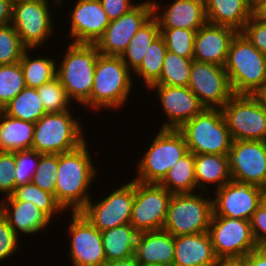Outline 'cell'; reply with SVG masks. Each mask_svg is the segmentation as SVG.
I'll return each instance as SVG.
<instances>
[{"label": "cell", "instance_id": "obj_21", "mask_svg": "<svg viewBox=\"0 0 266 266\" xmlns=\"http://www.w3.org/2000/svg\"><path fill=\"white\" fill-rule=\"evenodd\" d=\"M168 1L163 8V2L160 4L157 0H151L153 16L158 21L159 28L198 30L207 22L205 0Z\"/></svg>", "mask_w": 266, "mask_h": 266}, {"label": "cell", "instance_id": "obj_12", "mask_svg": "<svg viewBox=\"0 0 266 266\" xmlns=\"http://www.w3.org/2000/svg\"><path fill=\"white\" fill-rule=\"evenodd\" d=\"M208 233L218 259H243L257 249L250 220L212 216Z\"/></svg>", "mask_w": 266, "mask_h": 266}, {"label": "cell", "instance_id": "obj_3", "mask_svg": "<svg viewBox=\"0 0 266 266\" xmlns=\"http://www.w3.org/2000/svg\"><path fill=\"white\" fill-rule=\"evenodd\" d=\"M134 80L120 56L99 54L91 92V111L99 114V110H123L133 89H136Z\"/></svg>", "mask_w": 266, "mask_h": 266}, {"label": "cell", "instance_id": "obj_57", "mask_svg": "<svg viewBox=\"0 0 266 266\" xmlns=\"http://www.w3.org/2000/svg\"><path fill=\"white\" fill-rule=\"evenodd\" d=\"M138 266H157V265H147V264L138 263Z\"/></svg>", "mask_w": 266, "mask_h": 266}, {"label": "cell", "instance_id": "obj_27", "mask_svg": "<svg viewBox=\"0 0 266 266\" xmlns=\"http://www.w3.org/2000/svg\"><path fill=\"white\" fill-rule=\"evenodd\" d=\"M207 22L241 32L251 18L248 0H205Z\"/></svg>", "mask_w": 266, "mask_h": 266}, {"label": "cell", "instance_id": "obj_45", "mask_svg": "<svg viewBox=\"0 0 266 266\" xmlns=\"http://www.w3.org/2000/svg\"><path fill=\"white\" fill-rule=\"evenodd\" d=\"M241 32L259 52L266 55V23L256 21L251 16Z\"/></svg>", "mask_w": 266, "mask_h": 266}, {"label": "cell", "instance_id": "obj_11", "mask_svg": "<svg viewBox=\"0 0 266 266\" xmlns=\"http://www.w3.org/2000/svg\"><path fill=\"white\" fill-rule=\"evenodd\" d=\"M109 189L110 193H106L97 201L92 195L80 211L87 220L100 231L112 229L114 227L130 223L132 206L134 202V180H128L121 185ZM108 194V195H107Z\"/></svg>", "mask_w": 266, "mask_h": 266}, {"label": "cell", "instance_id": "obj_23", "mask_svg": "<svg viewBox=\"0 0 266 266\" xmlns=\"http://www.w3.org/2000/svg\"><path fill=\"white\" fill-rule=\"evenodd\" d=\"M0 213L21 238L38 236L49 229L52 221L32 202L22 200H1ZM38 234V235H37Z\"/></svg>", "mask_w": 266, "mask_h": 266}, {"label": "cell", "instance_id": "obj_14", "mask_svg": "<svg viewBox=\"0 0 266 266\" xmlns=\"http://www.w3.org/2000/svg\"><path fill=\"white\" fill-rule=\"evenodd\" d=\"M68 217V227L63 228L68 231L66 238L71 239L67 256L70 266H101L107 261L101 231L81 212H71Z\"/></svg>", "mask_w": 266, "mask_h": 266}, {"label": "cell", "instance_id": "obj_52", "mask_svg": "<svg viewBox=\"0 0 266 266\" xmlns=\"http://www.w3.org/2000/svg\"><path fill=\"white\" fill-rule=\"evenodd\" d=\"M214 266H247L244 259H218Z\"/></svg>", "mask_w": 266, "mask_h": 266}, {"label": "cell", "instance_id": "obj_10", "mask_svg": "<svg viewBox=\"0 0 266 266\" xmlns=\"http://www.w3.org/2000/svg\"><path fill=\"white\" fill-rule=\"evenodd\" d=\"M221 111L233 141H266V110L255 95L234 94Z\"/></svg>", "mask_w": 266, "mask_h": 266}, {"label": "cell", "instance_id": "obj_22", "mask_svg": "<svg viewBox=\"0 0 266 266\" xmlns=\"http://www.w3.org/2000/svg\"><path fill=\"white\" fill-rule=\"evenodd\" d=\"M234 28L206 22L195 34L193 60L224 66Z\"/></svg>", "mask_w": 266, "mask_h": 266}, {"label": "cell", "instance_id": "obj_9", "mask_svg": "<svg viewBox=\"0 0 266 266\" xmlns=\"http://www.w3.org/2000/svg\"><path fill=\"white\" fill-rule=\"evenodd\" d=\"M178 130L194 155H229L233 139L221 109L204 108Z\"/></svg>", "mask_w": 266, "mask_h": 266}, {"label": "cell", "instance_id": "obj_42", "mask_svg": "<svg viewBox=\"0 0 266 266\" xmlns=\"http://www.w3.org/2000/svg\"><path fill=\"white\" fill-rule=\"evenodd\" d=\"M34 149L15 152V182L16 187L32 181L33 175L40 161V156Z\"/></svg>", "mask_w": 266, "mask_h": 266}, {"label": "cell", "instance_id": "obj_34", "mask_svg": "<svg viewBox=\"0 0 266 266\" xmlns=\"http://www.w3.org/2000/svg\"><path fill=\"white\" fill-rule=\"evenodd\" d=\"M166 52L165 41L159 35L151 42L140 66L132 73L133 79L138 77L137 81L143 82L145 91L160 78Z\"/></svg>", "mask_w": 266, "mask_h": 266}, {"label": "cell", "instance_id": "obj_44", "mask_svg": "<svg viewBox=\"0 0 266 266\" xmlns=\"http://www.w3.org/2000/svg\"><path fill=\"white\" fill-rule=\"evenodd\" d=\"M15 153L0 151V195L9 197L16 188Z\"/></svg>", "mask_w": 266, "mask_h": 266}, {"label": "cell", "instance_id": "obj_47", "mask_svg": "<svg viewBox=\"0 0 266 266\" xmlns=\"http://www.w3.org/2000/svg\"><path fill=\"white\" fill-rule=\"evenodd\" d=\"M250 225L257 246L266 243V209L262 205L252 214Z\"/></svg>", "mask_w": 266, "mask_h": 266}, {"label": "cell", "instance_id": "obj_33", "mask_svg": "<svg viewBox=\"0 0 266 266\" xmlns=\"http://www.w3.org/2000/svg\"><path fill=\"white\" fill-rule=\"evenodd\" d=\"M3 112L15 119L36 123L46 111L36 88L25 87L3 107Z\"/></svg>", "mask_w": 266, "mask_h": 266}, {"label": "cell", "instance_id": "obj_17", "mask_svg": "<svg viewBox=\"0 0 266 266\" xmlns=\"http://www.w3.org/2000/svg\"><path fill=\"white\" fill-rule=\"evenodd\" d=\"M64 3V0H59V10L66 6ZM71 4L73 6L68 10L70 14H66L70 19L67 21V39H71L70 43L96 44L110 23L100 0H75V3L71 1Z\"/></svg>", "mask_w": 266, "mask_h": 266}, {"label": "cell", "instance_id": "obj_38", "mask_svg": "<svg viewBox=\"0 0 266 266\" xmlns=\"http://www.w3.org/2000/svg\"><path fill=\"white\" fill-rule=\"evenodd\" d=\"M37 92L46 113H59L73 107V103L69 100L65 88L57 77L42 84L37 88Z\"/></svg>", "mask_w": 266, "mask_h": 266}, {"label": "cell", "instance_id": "obj_5", "mask_svg": "<svg viewBox=\"0 0 266 266\" xmlns=\"http://www.w3.org/2000/svg\"><path fill=\"white\" fill-rule=\"evenodd\" d=\"M73 112L74 106L67 111L43 115L35 123L32 149L41 154H61L83 144L88 139L84 135L87 130Z\"/></svg>", "mask_w": 266, "mask_h": 266}, {"label": "cell", "instance_id": "obj_58", "mask_svg": "<svg viewBox=\"0 0 266 266\" xmlns=\"http://www.w3.org/2000/svg\"><path fill=\"white\" fill-rule=\"evenodd\" d=\"M3 112V107L0 105V114Z\"/></svg>", "mask_w": 266, "mask_h": 266}, {"label": "cell", "instance_id": "obj_6", "mask_svg": "<svg viewBox=\"0 0 266 266\" xmlns=\"http://www.w3.org/2000/svg\"><path fill=\"white\" fill-rule=\"evenodd\" d=\"M150 145L136 162L133 180L142 183L159 184L172 166L187 152V144L178 129H157Z\"/></svg>", "mask_w": 266, "mask_h": 266}, {"label": "cell", "instance_id": "obj_53", "mask_svg": "<svg viewBox=\"0 0 266 266\" xmlns=\"http://www.w3.org/2000/svg\"><path fill=\"white\" fill-rule=\"evenodd\" d=\"M266 110V83L254 94Z\"/></svg>", "mask_w": 266, "mask_h": 266}, {"label": "cell", "instance_id": "obj_20", "mask_svg": "<svg viewBox=\"0 0 266 266\" xmlns=\"http://www.w3.org/2000/svg\"><path fill=\"white\" fill-rule=\"evenodd\" d=\"M262 187L229 181L213 194V216L250 220L260 206Z\"/></svg>", "mask_w": 266, "mask_h": 266}, {"label": "cell", "instance_id": "obj_56", "mask_svg": "<svg viewBox=\"0 0 266 266\" xmlns=\"http://www.w3.org/2000/svg\"><path fill=\"white\" fill-rule=\"evenodd\" d=\"M257 249L266 257V243L258 245Z\"/></svg>", "mask_w": 266, "mask_h": 266}, {"label": "cell", "instance_id": "obj_18", "mask_svg": "<svg viewBox=\"0 0 266 266\" xmlns=\"http://www.w3.org/2000/svg\"><path fill=\"white\" fill-rule=\"evenodd\" d=\"M229 164L233 181L266 187V141L234 140Z\"/></svg>", "mask_w": 266, "mask_h": 266}, {"label": "cell", "instance_id": "obj_35", "mask_svg": "<svg viewBox=\"0 0 266 266\" xmlns=\"http://www.w3.org/2000/svg\"><path fill=\"white\" fill-rule=\"evenodd\" d=\"M0 200H22L35 204L52 222L56 221L54 217H61L65 213L62 207L57 203L53 194L43 191L33 182L17 186L13 194ZM58 215V216H56Z\"/></svg>", "mask_w": 266, "mask_h": 266}, {"label": "cell", "instance_id": "obj_2", "mask_svg": "<svg viewBox=\"0 0 266 266\" xmlns=\"http://www.w3.org/2000/svg\"><path fill=\"white\" fill-rule=\"evenodd\" d=\"M65 47L63 56L57 57L56 77L75 107L80 104L79 107L90 112L95 66L100 52L95 44L68 42Z\"/></svg>", "mask_w": 266, "mask_h": 266}, {"label": "cell", "instance_id": "obj_54", "mask_svg": "<svg viewBox=\"0 0 266 266\" xmlns=\"http://www.w3.org/2000/svg\"><path fill=\"white\" fill-rule=\"evenodd\" d=\"M260 205H262L266 209V187H262L261 189Z\"/></svg>", "mask_w": 266, "mask_h": 266}, {"label": "cell", "instance_id": "obj_32", "mask_svg": "<svg viewBox=\"0 0 266 266\" xmlns=\"http://www.w3.org/2000/svg\"><path fill=\"white\" fill-rule=\"evenodd\" d=\"M159 35L158 21L152 16L133 36L126 50L120 56L132 73L140 66L151 42Z\"/></svg>", "mask_w": 266, "mask_h": 266}, {"label": "cell", "instance_id": "obj_40", "mask_svg": "<svg viewBox=\"0 0 266 266\" xmlns=\"http://www.w3.org/2000/svg\"><path fill=\"white\" fill-rule=\"evenodd\" d=\"M25 49L11 23L0 26V65L19 63Z\"/></svg>", "mask_w": 266, "mask_h": 266}, {"label": "cell", "instance_id": "obj_19", "mask_svg": "<svg viewBox=\"0 0 266 266\" xmlns=\"http://www.w3.org/2000/svg\"><path fill=\"white\" fill-rule=\"evenodd\" d=\"M147 91L156 93V100L166 118L159 126L161 129H179L204 109L198 97L188 87L153 84Z\"/></svg>", "mask_w": 266, "mask_h": 266}, {"label": "cell", "instance_id": "obj_15", "mask_svg": "<svg viewBox=\"0 0 266 266\" xmlns=\"http://www.w3.org/2000/svg\"><path fill=\"white\" fill-rule=\"evenodd\" d=\"M188 88L207 109H221L234 95L224 66L193 60Z\"/></svg>", "mask_w": 266, "mask_h": 266}, {"label": "cell", "instance_id": "obj_48", "mask_svg": "<svg viewBox=\"0 0 266 266\" xmlns=\"http://www.w3.org/2000/svg\"><path fill=\"white\" fill-rule=\"evenodd\" d=\"M13 2L11 0H0V26L12 22Z\"/></svg>", "mask_w": 266, "mask_h": 266}, {"label": "cell", "instance_id": "obj_50", "mask_svg": "<svg viewBox=\"0 0 266 266\" xmlns=\"http://www.w3.org/2000/svg\"><path fill=\"white\" fill-rule=\"evenodd\" d=\"M138 263L136 256L133 255L126 259L106 261L101 266H138Z\"/></svg>", "mask_w": 266, "mask_h": 266}, {"label": "cell", "instance_id": "obj_46", "mask_svg": "<svg viewBox=\"0 0 266 266\" xmlns=\"http://www.w3.org/2000/svg\"><path fill=\"white\" fill-rule=\"evenodd\" d=\"M104 11L110 21L121 17L131 10L138 2L137 0H100Z\"/></svg>", "mask_w": 266, "mask_h": 266}, {"label": "cell", "instance_id": "obj_36", "mask_svg": "<svg viewBox=\"0 0 266 266\" xmlns=\"http://www.w3.org/2000/svg\"><path fill=\"white\" fill-rule=\"evenodd\" d=\"M192 62L193 58H185L167 50L162 73L154 84L188 87Z\"/></svg>", "mask_w": 266, "mask_h": 266}, {"label": "cell", "instance_id": "obj_28", "mask_svg": "<svg viewBox=\"0 0 266 266\" xmlns=\"http://www.w3.org/2000/svg\"><path fill=\"white\" fill-rule=\"evenodd\" d=\"M35 123L0 114V151L18 152L31 149Z\"/></svg>", "mask_w": 266, "mask_h": 266}, {"label": "cell", "instance_id": "obj_13", "mask_svg": "<svg viewBox=\"0 0 266 266\" xmlns=\"http://www.w3.org/2000/svg\"><path fill=\"white\" fill-rule=\"evenodd\" d=\"M172 193L156 183L134 180V202L130 224L140 233L164 227Z\"/></svg>", "mask_w": 266, "mask_h": 266}, {"label": "cell", "instance_id": "obj_41", "mask_svg": "<svg viewBox=\"0 0 266 266\" xmlns=\"http://www.w3.org/2000/svg\"><path fill=\"white\" fill-rule=\"evenodd\" d=\"M58 171V154H42L32 181L43 191L55 197V181Z\"/></svg>", "mask_w": 266, "mask_h": 266}, {"label": "cell", "instance_id": "obj_8", "mask_svg": "<svg viewBox=\"0 0 266 266\" xmlns=\"http://www.w3.org/2000/svg\"><path fill=\"white\" fill-rule=\"evenodd\" d=\"M210 194L211 196H209ZM213 213L211 192L197 191L172 194L163 230L174 237L206 232Z\"/></svg>", "mask_w": 266, "mask_h": 266}, {"label": "cell", "instance_id": "obj_49", "mask_svg": "<svg viewBox=\"0 0 266 266\" xmlns=\"http://www.w3.org/2000/svg\"><path fill=\"white\" fill-rule=\"evenodd\" d=\"M243 259L247 266H266V257L258 249L251 251Z\"/></svg>", "mask_w": 266, "mask_h": 266}, {"label": "cell", "instance_id": "obj_55", "mask_svg": "<svg viewBox=\"0 0 266 266\" xmlns=\"http://www.w3.org/2000/svg\"><path fill=\"white\" fill-rule=\"evenodd\" d=\"M251 11L259 4L266 2V0H248Z\"/></svg>", "mask_w": 266, "mask_h": 266}, {"label": "cell", "instance_id": "obj_30", "mask_svg": "<svg viewBox=\"0 0 266 266\" xmlns=\"http://www.w3.org/2000/svg\"><path fill=\"white\" fill-rule=\"evenodd\" d=\"M35 48H26L22 54L20 65L23 71L26 87L38 88L56 77L57 59L55 56H36ZM35 54V55H34ZM53 57V58H52Z\"/></svg>", "mask_w": 266, "mask_h": 266}, {"label": "cell", "instance_id": "obj_4", "mask_svg": "<svg viewBox=\"0 0 266 266\" xmlns=\"http://www.w3.org/2000/svg\"><path fill=\"white\" fill-rule=\"evenodd\" d=\"M224 68L234 94L254 95L266 83V55L242 32L231 40Z\"/></svg>", "mask_w": 266, "mask_h": 266}, {"label": "cell", "instance_id": "obj_1", "mask_svg": "<svg viewBox=\"0 0 266 266\" xmlns=\"http://www.w3.org/2000/svg\"><path fill=\"white\" fill-rule=\"evenodd\" d=\"M89 146L86 140L78 148L58 154L55 199L65 212H80L92 197L94 181L100 177Z\"/></svg>", "mask_w": 266, "mask_h": 266}, {"label": "cell", "instance_id": "obj_16", "mask_svg": "<svg viewBox=\"0 0 266 266\" xmlns=\"http://www.w3.org/2000/svg\"><path fill=\"white\" fill-rule=\"evenodd\" d=\"M153 16L151 0L138 3L121 17L110 21L102 37L96 42L100 54L121 56L133 36Z\"/></svg>", "mask_w": 266, "mask_h": 266}, {"label": "cell", "instance_id": "obj_37", "mask_svg": "<svg viewBox=\"0 0 266 266\" xmlns=\"http://www.w3.org/2000/svg\"><path fill=\"white\" fill-rule=\"evenodd\" d=\"M26 87L20 62L0 65V105L4 107Z\"/></svg>", "mask_w": 266, "mask_h": 266}, {"label": "cell", "instance_id": "obj_26", "mask_svg": "<svg viewBox=\"0 0 266 266\" xmlns=\"http://www.w3.org/2000/svg\"><path fill=\"white\" fill-rule=\"evenodd\" d=\"M195 177L198 191L210 192L221 188L231 181L229 155L198 154L195 155ZM210 186V187H209Z\"/></svg>", "mask_w": 266, "mask_h": 266}, {"label": "cell", "instance_id": "obj_39", "mask_svg": "<svg viewBox=\"0 0 266 266\" xmlns=\"http://www.w3.org/2000/svg\"><path fill=\"white\" fill-rule=\"evenodd\" d=\"M196 31L185 28H160V35L168 51L185 58H193Z\"/></svg>", "mask_w": 266, "mask_h": 266}, {"label": "cell", "instance_id": "obj_24", "mask_svg": "<svg viewBox=\"0 0 266 266\" xmlns=\"http://www.w3.org/2000/svg\"><path fill=\"white\" fill-rule=\"evenodd\" d=\"M135 256L142 264L173 266L174 236L163 229L140 232L136 241Z\"/></svg>", "mask_w": 266, "mask_h": 266}, {"label": "cell", "instance_id": "obj_29", "mask_svg": "<svg viewBox=\"0 0 266 266\" xmlns=\"http://www.w3.org/2000/svg\"><path fill=\"white\" fill-rule=\"evenodd\" d=\"M138 234L130 223L101 231L106 260L115 261L135 255Z\"/></svg>", "mask_w": 266, "mask_h": 266}, {"label": "cell", "instance_id": "obj_51", "mask_svg": "<svg viewBox=\"0 0 266 266\" xmlns=\"http://www.w3.org/2000/svg\"><path fill=\"white\" fill-rule=\"evenodd\" d=\"M251 16L259 22L266 23V2L257 5L252 11Z\"/></svg>", "mask_w": 266, "mask_h": 266}, {"label": "cell", "instance_id": "obj_7", "mask_svg": "<svg viewBox=\"0 0 266 266\" xmlns=\"http://www.w3.org/2000/svg\"><path fill=\"white\" fill-rule=\"evenodd\" d=\"M49 1V2H48ZM51 2V3H50ZM53 2V3H52ZM51 5L59 9V0H19L13 2L12 26L26 48L43 51L55 34V20ZM54 14V15H53ZM39 47V48H38Z\"/></svg>", "mask_w": 266, "mask_h": 266}, {"label": "cell", "instance_id": "obj_31", "mask_svg": "<svg viewBox=\"0 0 266 266\" xmlns=\"http://www.w3.org/2000/svg\"><path fill=\"white\" fill-rule=\"evenodd\" d=\"M159 184L172 194L197 192L195 155L188 151L172 166Z\"/></svg>", "mask_w": 266, "mask_h": 266}, {"label": "cell", "instance_id": "obj_25", "mask_svg": "<svg viewBox=\"0 0 266 266\" xmlns=\"http://www.w3.org/2000/svg\"><path fill=\"white\" fill-rule=\"evenodd\" d=\"M173 266H214L218 261L208 231L174 237Z\"/></svg>", "mask_w": 266, "mask_h": 266}, {"label": "cell", "instance_id": "obj_43", "mask_svg": "<svg viewBox=\"0 0 266 266\" xmlns=\"http://www.w3.org/2000/svg\"><path fill=\"white\" fill-rule=\"evenodd\" d=\"M22 239L14 232L10 224L0 213V263L10 260L23 247ZM11 257V258H10ZM9 258V259H8Z\"/></svg>", "mask_w": 266, "mask_h": 266}]
</instances>
